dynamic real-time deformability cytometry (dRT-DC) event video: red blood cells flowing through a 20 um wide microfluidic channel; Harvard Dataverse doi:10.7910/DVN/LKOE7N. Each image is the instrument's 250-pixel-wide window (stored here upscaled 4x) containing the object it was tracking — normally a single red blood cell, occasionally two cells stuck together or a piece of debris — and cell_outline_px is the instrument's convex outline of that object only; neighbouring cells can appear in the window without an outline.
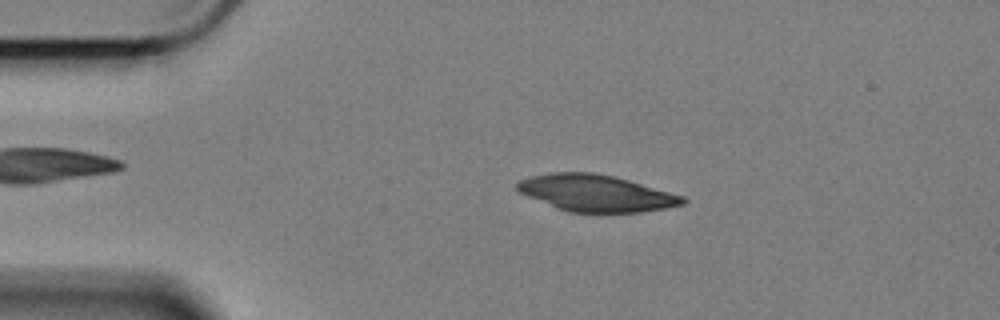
{"species": "Egyptian fruit bat (a non-hibernating species)", "species_latin": "Rousettus aegyptiacus", "temperature_condition": "cold", "stored_images_in_passage": 56, "camera_frame_rate_fps": 3000, "um_per_image_px": 0.085, "animal": {"sex": "female"}, "frame": {"image": 1, "passage_image": 10, "time_ms": 3.0, "image_size_px": [1000, 320], "cell_outline_px": [[688, 200], [684, 204], [664, 208], [640, 212], [568, 212], [556, 208], [528, 196], [520, 192], [516, 188], [516, 184], [520, 180], [528, 176], [548, 172], [592, 172], [612, 176], [628, 180], [684, 196]], "centroid_in_image_um": [50.63, 16.41], "position_along_channel_um": 34.4, "area_um2": 35.2}}
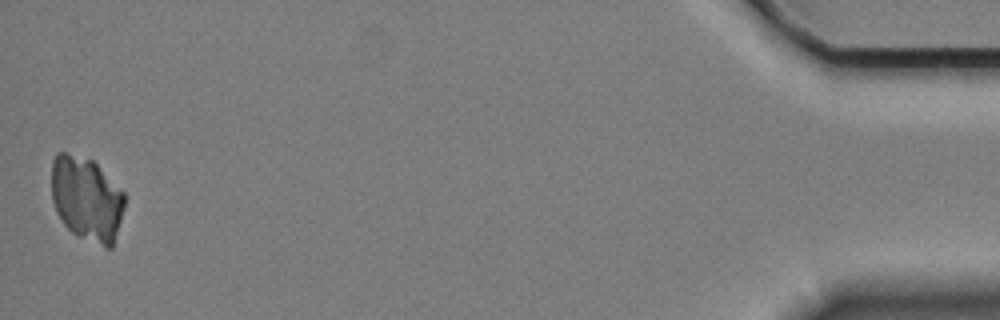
{"frame": {"image": 2, "passage_image": 56, "time_ms": 18.333, "image_size_px": [1000, 320], "cell_outline_px": [[124, 208], [112, 248], [104, 248], [76, 236], [64, 224], [56, 212], [52, 200], [52, 160], [56, 152], [64, 152], [92, 160], [124, 192]], "centroid_in_image_um": [7.35, 16.93], "position_along_channel_um": 427.9, "area_um2": 36.01}}